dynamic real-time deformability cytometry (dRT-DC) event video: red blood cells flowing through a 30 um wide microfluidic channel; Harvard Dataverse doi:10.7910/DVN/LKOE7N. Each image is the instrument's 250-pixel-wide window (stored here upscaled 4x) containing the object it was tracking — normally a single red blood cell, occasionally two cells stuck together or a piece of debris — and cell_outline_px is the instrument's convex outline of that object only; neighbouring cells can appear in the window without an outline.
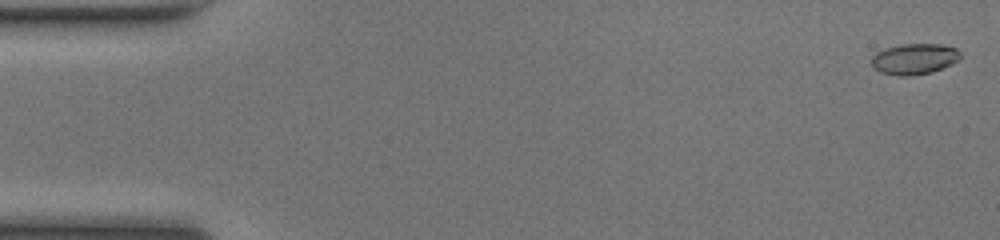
{"species": "common noctule bat (a hibernating species)", "species_latin": "Nyctalus noctula", "temperature_condition": "room temperature", "stored_images_in_passage": 50, "camera_frame_rate_fps": 3000, "um_per_image_px": 0.085, "animal": {"sex": "female", "body_mass_g": 17.0, "forearm_length_mm": 48.0}, "frame": {"image": 1, "passage_image": 1, "time_ms": 0.0, "image_size_px": [1000, 240], "cell_outline_px": [[960, 60], [952, 64], [932, 72], [912, 76], [900, 76], [880, 72], [872, 68], [872, 56], [876, 52], [884, 48], [900, 44], [944, 44], [956, 48], [960, 52]], "centroid_in_image_um": [77.72, 5.01], "position_along_channel_um": 7.3, "area_um2": 16.24}}
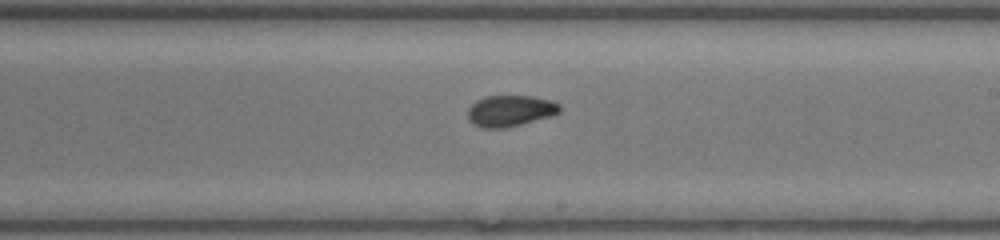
{"frame": {"image": 2, "passage_image": 29, "time_ms": 9.333, "image_size_px": [1000, 240], "cell_outline_px": [[560, 112], [552, 116], [504, 128], [480, 128], [472, 124], [468, 120], [468, 108], [476, 100], [484, 96], [532, 96], [552, 100], [560, 104]], "centroid_in_image_um": [43.35, 9.42], "position_along_channel_um": 245.7, "area_um2": 16.88}}
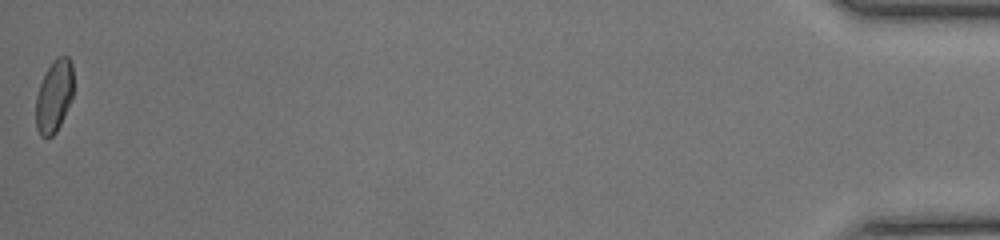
{"frame": {"image": 3, "passage_image": 50, "time_ms": 16.333, "image_size_px": [1000, 240], "cell_outline_px": [[72, 96], [64, 116], [56, 132], [52, 136], [40, 136], [36, 128], [36, 96], [40, 84], [52, 60], [56, 56], [68, 56], [72, 64]], "centroid_in_image_um": [4.59, 8.16], "position_along_channel_um": 430.6, "area_um2": 15.66}, "authors_computed_cell_mechanics": {"area_um2": 16.5597, "velocity_mm_per_s": 4.1683, "shape_relaxation_time_tau1_ms": 7.9021, "shape_relaxation_time_tau2_ms": 2.1269, "deformation_change_tau1": 0.1859, "deformation_change_tau2": 0.0559}}